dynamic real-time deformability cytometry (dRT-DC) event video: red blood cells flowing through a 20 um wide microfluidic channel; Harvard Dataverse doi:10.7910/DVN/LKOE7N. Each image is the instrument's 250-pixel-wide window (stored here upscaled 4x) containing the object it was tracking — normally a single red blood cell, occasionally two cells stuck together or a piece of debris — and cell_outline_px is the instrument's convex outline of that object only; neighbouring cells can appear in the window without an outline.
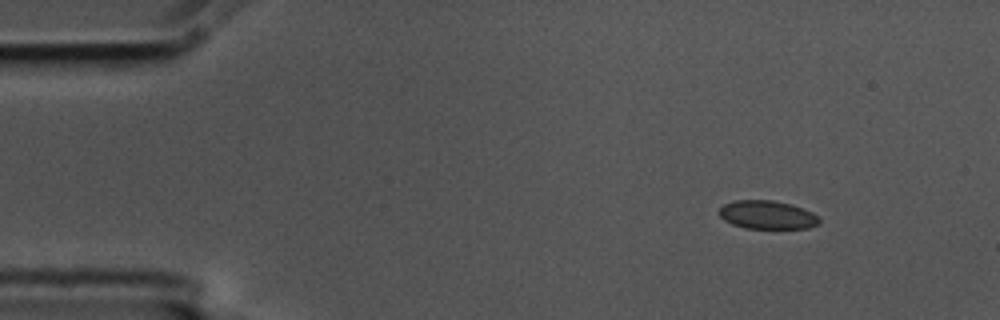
{"species": "common noctule bat (a hibernating species)", "species_latin": "Nyctalus noctula", "temperature_condition": "cold", "stored_images_in_passage": 6, "camera_frame_rate_fps": 3000, "um_per_image_px": 0.085, "animal": {"sex": "male", "body_mass_g": 17.5, "forearm_length_mm": 52.3}, "frame": {"image": 1, "passage_image": 2, "time_ms": 0.333, "image_size_px": [1000, 320], "cell_outline_px": [[820, 224], [808, 228], [744, 228], [732, 224], [724, 220], [720, 216], [720, 208], [724, 204], [736, 200], [772, 200], [804, 208], [820, 216]], "centroid_in_image_um": [65.25, 18.26], "position_along_channel_um": 19.7, "area_um2": 16.59}}
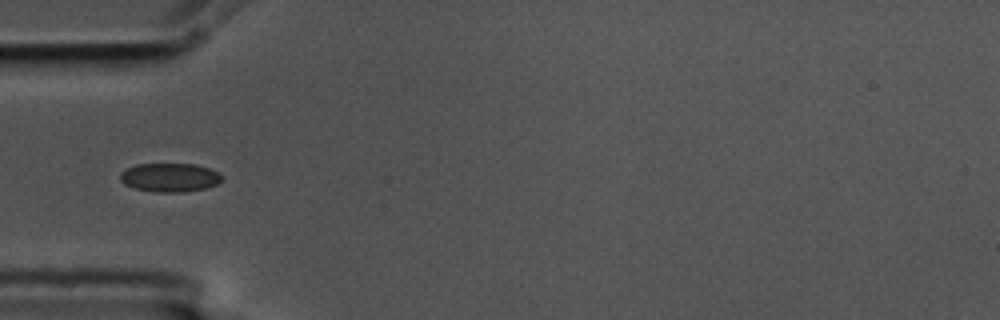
{"frame": {"image": 2, "passage_image": 4, "time_ms": 1.0, "image_size_px": [1000, 320], "cell_outline_px": [[224, 176], [216, 184], [208, 188], [180, 192], [156, 192], [136, 188], [124, 184], [120, 180], [120, 172], [136, 164], [196, 164], [208, 168]], "centroid_in_image_um": [14.42, 15.08], "position_along_channel_um": 70.6, "area_um2": 16.94}}